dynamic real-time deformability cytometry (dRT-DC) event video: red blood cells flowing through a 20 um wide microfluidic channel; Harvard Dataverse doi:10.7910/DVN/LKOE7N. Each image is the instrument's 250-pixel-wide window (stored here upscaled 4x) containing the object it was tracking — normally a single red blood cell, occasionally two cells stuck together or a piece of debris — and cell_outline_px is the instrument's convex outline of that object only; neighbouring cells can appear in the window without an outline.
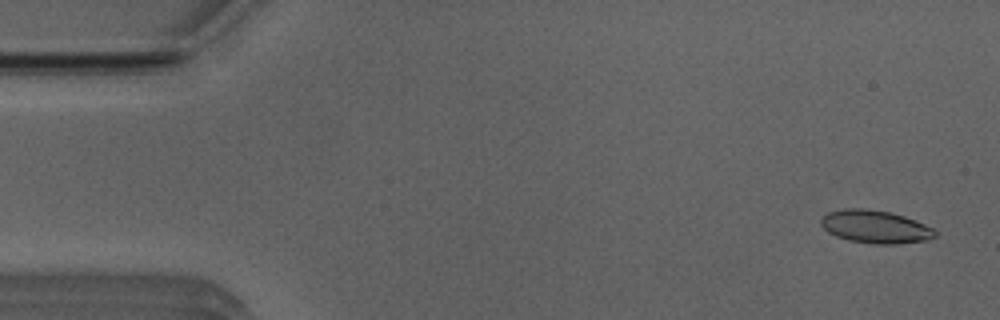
{"species": "Egyptian fruit bat (a non-hibernating species)", "species_latin": "Rousettus aegyptiacus", "temperature_condition": "room temperature", "stored_images_in_passage": 5, "camera_frame_rate_fps": 3000, "um_per_image_px": 0.085, "animal": {"sex": "male"}, "frame": {"image": 1, "passage_image": 2, "time_ms": 0.333, "image_size_px": [1000, 320], "cell_outline_px": [[936, 236], [928, 240], [896, 244], [876, 244], [848, 240], [836, 236], [828, 232], [820, 224], [820, 220], [828, 212], [844, 208], [864, 208], [892, 212], [916, 220], [932, 228], [936, 232]], "centroid_in_image_um": [74.4, 19.27], "position_along_channel_um": 10.6, "area_um2": 21.96}}